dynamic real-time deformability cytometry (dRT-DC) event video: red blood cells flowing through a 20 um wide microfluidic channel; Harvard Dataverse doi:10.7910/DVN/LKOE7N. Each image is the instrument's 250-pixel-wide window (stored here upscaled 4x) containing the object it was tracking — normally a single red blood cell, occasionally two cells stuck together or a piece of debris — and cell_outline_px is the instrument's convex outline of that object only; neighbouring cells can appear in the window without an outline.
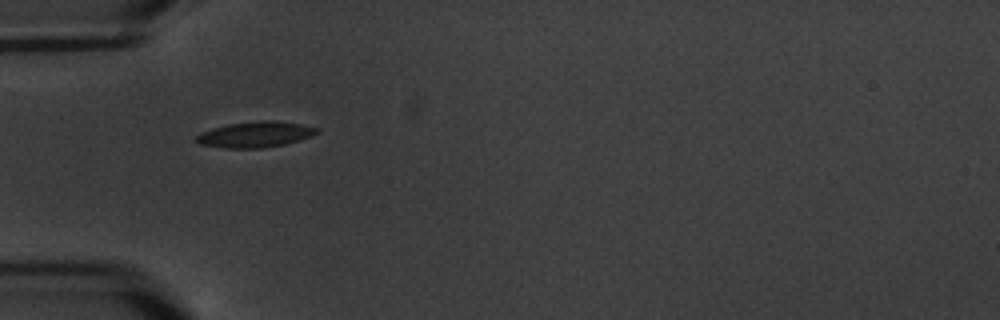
{"species": "common noctule bat (a hibernating species)", "species_latin": "Nyctalus noctula", "temperature_condition": "warm", "stored_images_in_passage": 2, "camera_frame_rate_fps": 3000, "um_per_image_px": 0.085, "animal": {"sex": "male", "body_mass_g": 20.1, "forearm_length_mm": 53.5}, "frame": {"image": 1, "passage_image": 1, "time_ms": 0.0, "image_size_px": [1000, 320], "cell_outline_px": [[320, 132], [312, 136], [300, 140], [284, 144], [264, 148], [224, 148], [200, 144], [192, 140], [200, 132], [212, 128], [228, 124], [260, 120], [276, 120], [300, 124], [320, 128]], "centroid_in_image_um": [21.7, 11.43], "position_along_channel_um": 63.3, "area_um2": 18.38}}